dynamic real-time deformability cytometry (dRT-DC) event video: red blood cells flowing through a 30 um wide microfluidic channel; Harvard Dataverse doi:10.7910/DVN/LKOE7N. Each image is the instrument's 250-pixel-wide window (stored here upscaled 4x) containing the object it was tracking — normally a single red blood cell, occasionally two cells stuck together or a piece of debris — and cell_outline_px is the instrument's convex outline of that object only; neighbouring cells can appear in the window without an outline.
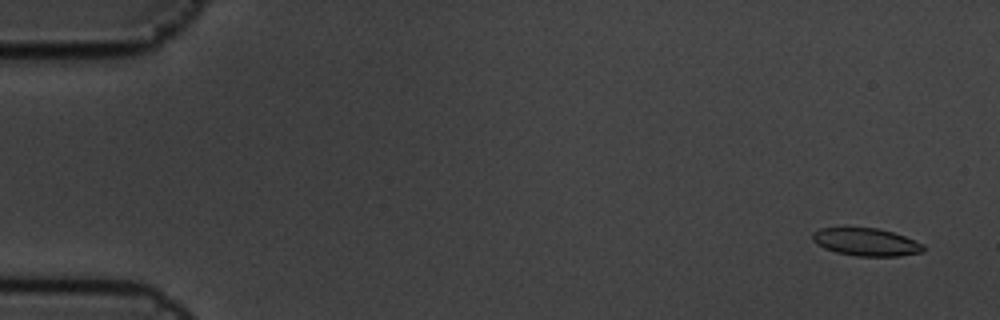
{"species": "common noctule bat (a hibernating species)", "species_latin": "Nyctalus noctula", "temperature_condition": "cold", "stored_images_in_passage": 9, "camera_frame_rate_fps": 3000, "um_per_image_px": 0.085, "animal": {"sex": "male", "body_mass_g": 19.5, "forearm_length_mm": 54.6}, "frame": {"image": 1, "passage_image": 1, "time_ms": 0.0, "image_size_px": [1000, 320], "cell_outline_px": [[924, 252], [900, 256], [856, 256], [836, 252], [824, 248], [816, 244], [812, 240], [812, 232], [820, 228], [876, 228], [892, 232], [904, 236], [924, 244]], "centroid_in_image_um": [73.61, 20.58], "position_along_channel_um": 11.4, "area_um2": 17.92}}
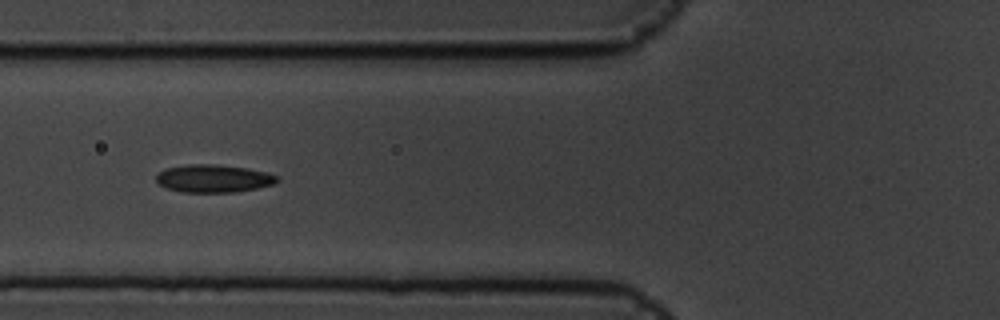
{"frame": {"image": 2, "passage_image": 6, "time_ms": 1.667, "image_size_px": [1000, 320], "cell_outline_px": [[276, 180], [272, 184], [256, 188], [236, 192], [180, 192], [164, 188], [156, 180], [156, 176], [164, 168], [188, 164], [212, 164], [248, 168], [264, 172], [276, 176]], "centroid_in_image_um": [18.06, 15.17], "position_along_channel_um": 107.7, "area_um2": 19.42}}
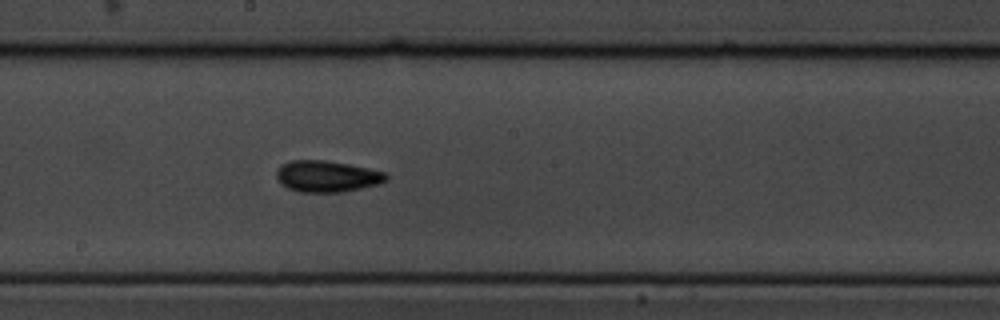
{"frame": {"image": 3, "passage_image": 9, "time_ms": 2.667, "image_size_px": [1000, 320], "cell_outline_px": [[388, 180], [380, 184], [344, 192], [300, 192], [288, 188], [276, 176], [276, 172], [280, 164], [292, 160], [324, 160], [348, 164], [368, 168], [384, 172], [388, 176]], "centroid_in_image_um": [27.82, 14.99], "position_along_channel_um": 220.4, "area_um2": 20.06}}